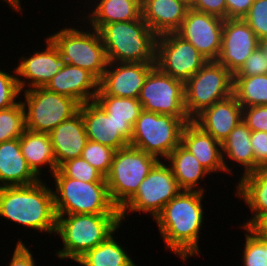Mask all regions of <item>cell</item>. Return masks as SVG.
Instances as JSON below:
<instances>
[{"instance_id":"40","label":"cell","mask_w":267,"mask_h":266,"mask_svg":"<svg viewBox=\"0 0 267 266\" xmlns=\"http://www.w3.org/2000/svg\"><path fill=\"white\" fill-rule=\"evenodd\" d=\"M242 120L252 131L267 132V105L243 108Z\"/></svg>"},{"instance_id":"7","label":"cell","mask_w":267,"mask_h":266,"mask_svg":"<svg viewBox=\"0 0 267 266\" xmlns=\"http://www.w3.org/2000/svg\"><path fill=\"white\" fill-rule=\"evenodd\" d=\"M158 161L156 157L130 145L116 150L105 180L110 198L118 209L137 192Z\"/></svg>"},{"instance_id":"33","label":"cell","mask_w":267,"mask_h":266,"mask_svg":"<svg viewBox=\"0 0 267 266\" xmlns=\"http://www.w3.org/2000/svg\"><path fill=\"white\" fill-rule=\"evenodd\" d=\"M239 227L245 230L241 260L243 266H267V240L252 227L241 224Z\"/></svg>"},{"instance_id":"41","label":"cell","mask_w":267,"mask_h":266,"mask_svg":"<svg viewBox=\"0 0 267 266\" xmlns=\"http://www.w3.org/2000/svg\"><path fill=\"white\" fill-rule=\"evenodd\" d=\"M250 143L255 156V171L267 167V132L252 131Z\"/></svg>"},{"instance_id":"6","label":"cell","mask_w":267,"mask_h":266,"mask_svg":"<svg viewBox=\"0 0 267 266\" xmlns=\"http://www.w3.org/2000/svg\"><path fill=\"white\" fill-rule=\"evenodd\" d=\"M83 25L63 27L47 35L59 49L64 63L85 69L100 81L108 65L105 47L98 30ZM85 26L86 29L81 28Z\"/></svg>"},{"instance_id":"1","label":"cell","mask_w":267,"mask_h":266,"mask_svg":"<svg viewBox=\"0 0 267 266\" xmlns=\"http://www.w3.org/2000/svg\"><path fill=\"white\" fill-rule=\"evenodd\" d=\"M203 195L200 191L182 190L154 219L166 248L181 261L201 255L198 242L205 224Z\"/></svg>"},{"instance_id":"8","label":"cell","mask_w":267,"mask_h":266,"mask_svg":"<svg viewBox=\"0 0 267 266\" xmlns=\"http://www.w3.org/2000/svg\"><path fill=\"white\" fill-rule=\"evenodd\" d=\"M185 124L179 117L142 110L133 126L129 144L158 160H165L181 143Z\"/></svg>"},{"instance_id":"28","label":"cell","mask_w":267,"mask_h":266,"mask_svg":"<svg viewBox=\"0 0 267 266\" xmlns=\"http://www.w3.org/2000/svg\"><path fill=\"white\" fill-rule=\"evenodd\" d=\"M176 178L179 187L187 191L205 192L204 186H200L202 179L211 175L181 143L164 160Z\"/></svg>"},{"instance_id":"11","label":"cell","mask_w":267,"mask_h":266,"mask_svg":"<svg viewBox=\"0 0 267 266\" xmlns=\"http://www.w3.org/2000/svg\"><path fill=\"white\" fill-rule=\"evenodd\" d=\"M22 95L26 129L32 132L49 134L79 109L74 99L51 92L45 87L22 91Z\"/></svg>"},{"instance_id":"10","label":"cell","mask_w":267,"mask_h":266,"mask_svg":"<svg viewBox=\"0 0 267 266\" xmlns=\"http://www.w3.org/2000/svg\"><path fill=\"white\" fill-rule=\"evenodd\" d=\"M182 189L179 187L171 168L164 160H159L141 182L137 192L119 209L121 222L128 219V213H148L153 217Z\"/></svg>"},{"instance_id":"13","label":"cell","mask_w":267,"mask_h":266,"mask_svg":"<svg viewBox=\"0 0 267 266\" xmlns=\"http://www.w3.org/2000/svg\"><path fill=\"white\" fill-rule=\"evenodd\" d=\"M207 61L190 42L176 32L157 36L155 66L174 79L185 83Z\"/></svg>"},{"instance_id":"26","label":"cell","mask_w":267,"mask_h":266,"mask_svg":"<svg viewBox=\"0 0 267 266\" xmlns=\"http://www.w3.org/2000/svg\"><path fill=\"white\" fill-rule=\"evenodd\" d=\"M251 132L252 130L242 120L221 143L223 163L227 174L234 176L233 169L236 165L243 171L240 174L241 177L255 171V156L250 143ZM231 162L234 167L231 166Z\"/></svg>"},{"instance_id":"30","label":"cell","mask_w":267,"mask_h":266,"mask_svg":"<svg viewBox=\"0 0 267 266\" xmlns=\"http://www.w3.org/2000/svg\"><path fill=\"white\" fill-rule=\"evenodd\" d=\"M118 229L105 241L85 252L75 262L80 266H138L115 237ZM114 235V236H113Z\"/></svg>"},{"instance_id":"38","label":"cell","mask_w":267,"mask_h":266,"mask_svg":"<svg viewBox=\"0 0 267 266\" xmlns=\"http://www.w3.org/2000/svg\"><path fill=\"white\" fill-rule=\"evenodd\" d=\"M243 20L259 40L267 38V0H254Z\"/></svg>"},{"instance_id":"42","label":"cell","mask_w":267,"mask_h":266,"mask_svg":"<svg viewBox=\"0 0 267 266\" xmlns=\"http://www.w3.org/2000/svg\"><path fill=\"white\" fill-rule=\"evenodd\" d=\"M189 8L226 19V0H193Z\"/></svg>"},{"instance_id":"48","label":"cell","mask_w":267,"mask_h":266,"mask_svg":"<svg viewBox=\"0 0 267 266\" xmlns=\"http://www.w3.org/2000/svg\"><path fill=\"white\" fill-rule=\"evenodd\" d=\"M183 1L185 4H187L189 7L192 5L193 0H181Z\"/></svg>"},{"instance_id":"35","label":"cell","mask_w":267,"mask_h":266,"mask_svg":"<svg viewBox=\"0 0 267 266\" xmlns=\"http://www.w3.org/2000/svg\"><path fill=\"white\" fill-rule=\"evenodd\" d=\"M115 152L116 150L108 146L88 140L82 150L81 157L106 177L110 171Z\"/></svg>"},{"instance_id":"46","label":"cell","mask_w":267,"mask_h":266,"mask_svg":"<svg viewBox=\"0 0 267 266\" xmlns=\"http://www.w3.org/2000/svg\"><path fill=\"white\" fill-rule=\"evenodd\" d=\"M2 2L4 1L5 3L9 4L10 9L15 10L14 12H19V14H22V6H21V0H1Z\"/></svg>"},{"instance_id":"17","label":"cell","mask_w":267,"mask_h":266,"mask_svg":"<svg viewBox=\"0 0 267 266\" xmlns=\"http://www.w3.org/2000/svg\"><path fill=\"white\" fill-rule=\"evenodd\" d=\"M259 41L243 19H225L221 52L216 61L234 75L244 65L247 57L259 47Z\"/></svg>"},{"instance_id":"47","label":"cell","mask_w":267,"mask_h":266,"mask_svg":"<svg viewBox=\"0 0 267 266\" xmlns=\"http://www.w3.org/2000/svg\"><path fill=\"white\" fill-rule=\"evenodd\" d=\"M259 47L261 48V50L265 53L267 57V38L261 39L259 41Z\"/></svg>"},{"instance_id":"19","label":"cell","mask_w":267,"mask_h":266,"mask_svg":"<svg viewBox=\"0 0 267 266\" xmlns=\"http://www.w3.org/2000/svg\"><path fill=\"white\" fill-rule=\"evenodd\" d=\"M45 88L51 92L68 96L81 105L96 98L99 91V80L85 69L64 63Z\"/></svg>"},{"instance_id":"39","label":"cell","mask_w":267,"mask_h":266,"mask_svg":"<svg viewBox=\"0 0 267 266\" xmlns=\"http://www.w3.org/2000/svg\"><path fill=\"white\" fill-rule=\"evenodd\" d=\"M267 74V57L260 47L249 55L244 65L233 77H250Z\"/></svg>"},{"instance_id":"3","label":"cell","mask_w":267,"mask_h":266,"mask_svg":"<svg viewBox=\"0 0 267 266\" xmlns=\"http://www.w3.org/2000/svg\"><path fill=\"white\" fill-rule=\"evenodd\" d=\"M56 231L62 248L57 258L76 261L122 227L120 214H56ZM121 226V227H120Z\"/></svg>"},{"instance_id":"16","label":"cell","mask_w":267,"mask_h":266,"mask_svg":"<svg viewBox=\"0 0 267 266\" xmlns=\"http://www.w3.org/2000/svg\"><path fill=\"white\" fill-rule=\"evenodd\" d=\"M44 42H46L45 49L35 50L34 54L29 56L23 55L19 58L18 65L16 64V77L21 92L45 87L64 65L60 51L53 41L47 36Z\"/></svg>"},{"instance_id":"5","label":"cell","mask_w":267,"mask_h":266,"mask_svg":"<svg viewBox=\"0 0 267 266\" xmlns=\"http://www.w3.org/2000/svg\"><path fill=\"white\" fill-rule=\"evenodd\" d=\"M51 176L56 214H120L106 182H84L63 176L58 170Z\"/></svg>"},{"instance_id":"21","label":"cell","mask_w":267,"mask_h":266,"mask_svg":"<svg viewBox=\"0 0 267 266\" xmlns=\"http://www.w3.org/2000/svg\"><path fill=\"white\" fill-rule=\"evenodd\" d=\"M181 144L211 175L219 172L226 173L221 142L203 131L192 120L186 123L182 130Z\"/></svg>"},{"instance_id":"23","label":"cell","mask_w":267,"mask_h":266,"mask_svg":"<svg viewBox=\"0 0 267 266\" xmlns=\"http://www.w3.org/2000/svg\"><path fill=\"white\" fill-rule=\"evenodd\" d=\"M235 184V196L247 204L252 215L241 226L254 228L267 216V167H260L240 177Z\"/></svg>"},{"instance_id":"25","label":"cell","mask_w":267,"mask_h":266,"mask_svg":"<svg viewBox=\"0 0 267 266\" xmlns=\"http://www.w3.org/2000/svg\"><path fill=\"white\" fill-rule=\"evenodd\" d=\"M40 179L22 155L20 138L0 143V187L27 186Z\"/></svg>"},{"instance_id":"27","label":"cell","mask_w":267,"mask_h":266,"mask_svg":"<svg viewBox=\"0 0 267 266\" xmlns=\"http://www.w3.org/2000/svg\"><path fill=\"white\" fill-rule=\"evenodd\" d=\"M91 12L79 17L82 23L98 30L102 25L113 22L134 21L142 17L141 0H90ZM95 4H93V3ZM94 6V7H93ZM93 8V9H92ZM86 16V17H85Z\"/></svg>"},{"instance_id":"14","label":"cell","mask_w":267,"mask_h":266,"mask_svg":"<svg viewBox=\"0 0 267 266\" xmlns=\"http://www.w3.org/2000/svg\"><path fill=\"white\" fill-rule=\"evenodd\" d=\"M88 140L119 150L129 146L133 126L116 123L107 116L105 109L94 99L79 105Z\"/></svg>"},{"instance_id":"24","label":"cell","mask_w":267,"mask_h":266,"mask_svg":"<svg viewBox=\"0 0 267 266\" xmlns=\"http://www.w3.org/2000/svg\"><path fill=\"white\" fill-rule=\"evenodd\" d=\"M142 18L157 35L176 32L189 6L181 0H141Z\"/></svg>"},{"instance_id":"18","label":"cell","mask_w":267,"mask_h":266,"mask_svg":"<svg viewBox=\"0 0 267 266\" xmlns=\"http://www.w3.org/2000/svg\"><path fill=\"white\" fill-rule=\"evenodd\" d=\"M155 63L108 62L96 95L138 99L144 81Z\"/></svg>"},{"instance_id":"34","label":"cell","mask_w":267,"mask_h":266,"mask_svg":"<svg viewBox=\"0 0 267 266\" xmlns=\"http://www.w3.org/2000/svg\"><path fill=\"white\" fill-rule=\"evenodd\" d=\"M25 130V113L21 101L8 109L0 110V143L20 138Z\"/></svg>"},{"instance_id":"2","label":"cell","mask_w":267,"mask_h":266,"mask_svg":"<svg viewBox=\"0 0 267 266\" xmlns=\"http://www.w3.org/2000/svg\"><path fill=\"white\" fill-rule=\"evenodd\" d=\"M40 179L27 186L0 187V217L38 233L55 234L57 215L53 190Z\"/></svg>"},{"instance_id":"31","label":"cell","mask_w":267,"mask_h":266,"mask_svg":"<svg viewBox=\"0 0 267 266\" xmlns=\"http://www.w3.org/2000/svg\"><path fill=\"white\" fill-rule=\"evenodd\" d=\"M233 95L242 108L267 105V74L233 77Z\"/></svg>"},{"instance_id":"45","label":"cell","mask_w":267,"mask_h":266,"mask_svg":"<svg viewBox=\"0 0 267 266\" xmlns=\"http://www.w3.org/2000/svg\"><path fill=\"white\" fill-rule=\"evenodd\" d=\"M254 229L267 240V216L262 219Z\"/></svg>"},{"instance_id":"29","label":"cell","mask_w":267,"mask_h":266,"mask_svg":"<svg viewBox=\"0 0 267 266\" xmlns=\"http://www.w3.org/2000/svg\"><path fill=\"white\" fill-rule=\"evenodd\" d=\"M20 147L28 166L39 178L42 179L43 168L48 167L49 176L58 169L49 134L26 129L20 137Z\"/></svg>"},{"instance_id":"37","label":"cell","mask_w":267,"mask_h":266,"mask_svg":"<svg viewBox=\"0 0 267 266\" xmlns=\"http://www.w3.org/2000/svg\"><path fill=\"white\" fill-rule=\"evenodd\" d=\"M20 98L22 99L21 90L15 68H13L12 74L11 71L9 74V72L0 68V110L12 107L21 100Z\"/></svg>"},{"instance_id":"15","label":"cell","mask_w":267,"mask_h":266,"mask_svg":"<svg viewBox=\"0 0 267 266\" xmlns=\"http://www.w3.org/2000/svg\"><path fill=\"white\" fill-rule=\"evenodd\" d=\"M223 22L222 18L189 8L176 33L208 61H216L221 52Z\"/></svg>"},{"instance_id":"22","label":"cell","mask_w":267,"mask_h":266,"mask_svg":"<svg viewBox=\"0 0 267 266\" xmlns=\"http://www.w3.org/2000/svg\"><path fill=\"white\" fill-rule=\"evenodd\" d=\"M49 135L57 168L68 160L81 157L82 150L88 141L83 117L79 110L55 127Z\"/></svg>"},{"instance_id":"44","label":"cell","mask_w":267,"mask_h":266,"mask_svg":"<svg viewBox=\"0 0 267 266\" xmlns=\"http://www.w3.org/2000/svg\"><path fill=\"white\" fill-rule=\"evenodd\" d=\"M254 0H226V19H243Z\"/></svg>"},{"instance_id":"9","label":"cell","mask_w":267,"mask_h":266,"mask_svg":"<svg viewBox=\"0 0 267 266\" xmlns=\"http://www.w3.org/2000/svg\"><path fill=\"white\" fill-rule=\"evenodd\" d=\"M232 94L233 74L217 61H207L184 83L185 111L192 120L205 108Z\"/></svg>"},{"instance_id":"20","label":"cell","mask_w":267,"mask_h":266,"mask_svg":"<svg viewBox=\"0 0 267 266\" xmlns=\"http://www.w3.org/2000/svg\"><path fill=\"white\" fill-rule=\"evenodd\" d=\"M242 115L243 108L232 94L202 110L192 121L222 143L242 121Z\"/></svg>"},{"instance_id":"43","label":"cell","mask_w":267,"mask_h":266,"mask_svg":"<svg viewBox=\"0 0 267 266\" xmlns=\"http://www.w3.org/2000/svg\"><path fill=\"white\" fill-rule=\"evenodd\" d=\"M16 242L8 266H36L37 262L33 257V253H31L32 251L29 250L22 239H19Z\"/></svg>"},{"instance_id":"12","label":"cell","mask_w":267,"mask_h":266,"mask_svg":"<svg viewBox=\"0 0 267 266\" xmlns=\"http://www.w3.org/2000/svg\"><path fill=\"white\" fill-rule=\"evenodd\" d=\"M138 100L142 110L168 114L191 121L185 111L184 83L154 66L148 73Z\"/></svg>"},{"instance_id":"4","label":"cell","mask_w":267,"mask_h":266,"mask_svg":"<svg viewBox=\"0 0 267 266\" xmlns=\"http://www.w3.org/2000/svg\"><path fill=\"white\" fill-rule=\"evenodd\" d=\"M98 32L108 62L155 63L157 35L142 17L102 25Z\"/></svg>"},{"instance_id":"36","label":"cell","mask_w":267,"mask_h":266,"mask_svg":"<svg viewBox=\"0 0 267 266\" xmlns=\"http://www.w3.org/2000/svg\"><path fill=\"white\" fill-rule=\"evenodd\" d=\"M57 170L63 176L84 182H106L105 177L82 157L62 163Z\"/></svg>"},{"instance_id":"32","label":"cell","mask_w":267,"mask_h":266,"mask_svg":"<svg viewBox=\"0 0 267 266\" xmlns=\"http://www.w3.org/2000/svg\"><path fill=\"white\" fill-rule=\"evenodd\" d=\"M95 100L116 123L128 122L134 126L142 111V105L136 98L96 95Z\"/></svg>"}]
</instances>
